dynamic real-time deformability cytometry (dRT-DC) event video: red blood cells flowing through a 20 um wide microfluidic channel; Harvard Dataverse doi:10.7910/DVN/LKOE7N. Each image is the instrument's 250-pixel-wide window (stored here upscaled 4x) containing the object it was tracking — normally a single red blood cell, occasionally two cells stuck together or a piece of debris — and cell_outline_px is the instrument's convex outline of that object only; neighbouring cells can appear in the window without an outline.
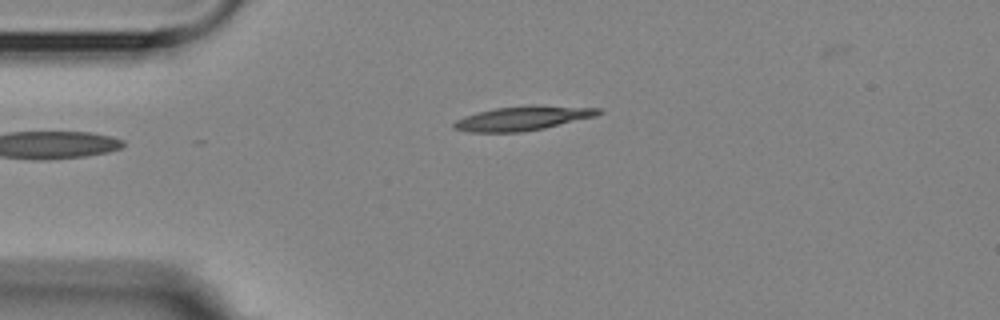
{"species": "Egyptian fruit bat (a non-hibernating species)", "species_latin": "Rousettus aegyptiacus", "temperature_condition": "room temperature", "stored_images_in_passage": 3, "camera_frame_rate_fps": 3000, "um_per_image_px": 0.085, "animal": {"sex": "female"}, "frame": {"image": 1, "passage_image": 3, "time_ms": 2.333, "image_size_px": [1000, 320], "cell_outline_px": [[604, 112], [596, 116], [544, 128], [520, 132], [468, 132], [452, 128], [452, 124], [456, 120], [464, 116], [496, 108], [528, 104], [532, 104], [600, 108]], "centroid_in_image_um": [44.46, 10.04], "position_along_channel_um": 40.5, "area_um2": 20.58}}